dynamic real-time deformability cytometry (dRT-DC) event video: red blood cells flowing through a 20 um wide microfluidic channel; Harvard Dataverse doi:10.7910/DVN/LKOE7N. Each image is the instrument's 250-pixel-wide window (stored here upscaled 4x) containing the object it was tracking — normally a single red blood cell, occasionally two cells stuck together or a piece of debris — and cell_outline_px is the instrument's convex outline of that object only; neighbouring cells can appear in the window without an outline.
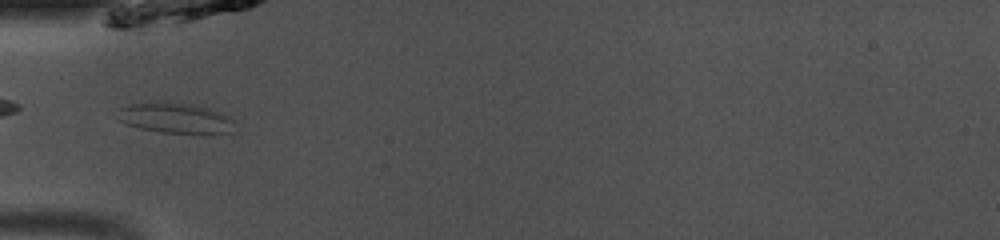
{"species": "common noctule bat (a hibernating species)", "species_latin": "Nyctalus noctula", "temperature_condition": "room temperature", "stored_images_in_passage": 38, "camera_frame_rate_fps": 3000, "um_per_image_px": 0.085, "animal": {"sex": "male", "body_mass_g": 13.0, "forearm_length_mm": 53.1}, "frame": {"image": 1, "passage_image": 7, "time_ms": 2.0, "image_size_px": [1000, 240], "cell_outline_px": [[236, 132], [200, 136], [160, 132], [140, 128], [124, 124], [116, 120], [116, 108], [128, 104], [160, 100], [196, 104], [220, 112], [236, 120]], "centroid_in_image_um": [14.94, 10.05], "position_along_channel_um": 70.1, "area_um2": 22.54}}
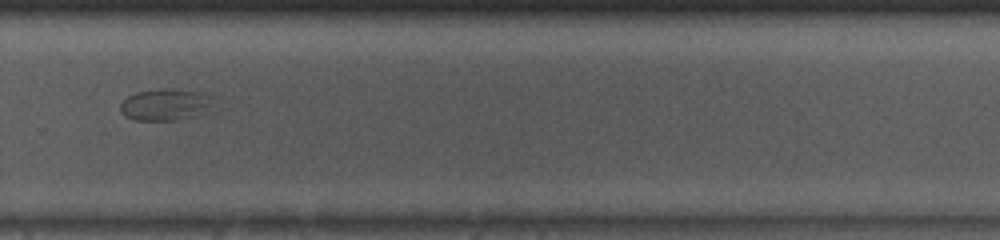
{"frame": {"image": 2, "passage_image": 25, "time_ms": 8.0, "image_size_px": [1000, 240], "cell_outline_px": [[224, 108], [176, 120], [132, 120], [124, 116], [120, 112], [120, 104], [128, 96], [136, 92], [164, 88], [200, 92], [220, 96]], "centroid_in_image_um": [14.32, 8.89], "position_along_channel_um": 315.5, "area_um2": 18.44}}
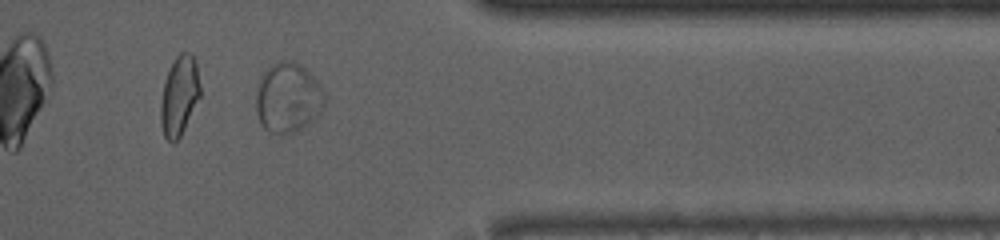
{"frame": {"image": 3, "passage_image": 31, "time_ms": 10.0, "image_size_px": [1000, 240], "cell_outline_px": [[328, 96], [320, 112], [308, 124], [292, 132], [272, 132], [264, 128], [260, 124], [256, 112], [256, 92], [260, 80], [264, 72], [268, 68], [280, 60], [284, 60], [300, 64], [320, 84]], "centroid_in_image_um": [24.49, 8.3], "position_along_channel_um": 386.9, "area_um2": 27.63}}